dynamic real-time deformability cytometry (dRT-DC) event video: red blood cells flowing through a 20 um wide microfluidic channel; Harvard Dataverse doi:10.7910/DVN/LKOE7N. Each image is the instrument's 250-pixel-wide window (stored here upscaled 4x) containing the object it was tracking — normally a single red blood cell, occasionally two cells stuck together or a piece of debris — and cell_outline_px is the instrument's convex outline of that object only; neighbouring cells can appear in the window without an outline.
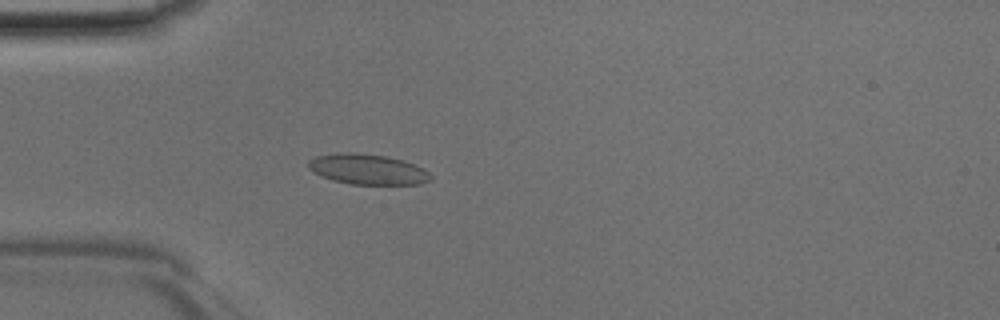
{"species": "Egyptian fruit bat (a non-hibernating species)", "species_latin": "Rousettus aegyptiacus", "temperature_condition": "room temperature", "stored_images_in_passage": 47, "camera_frame_rate_fps": 3000, "um_per_image_px": 0.085, "animal": {"sex": "male"}, "frame": {"image": 1, "passage_image": 14, "time_ms": 4.333, "image_size_px": [1000, 320], "cell_outline_px": [[432, 180], [420, 184], [352, 184], [332, 180], [320, 176], [308, 168], [308, 160], [316, 156], [344, 152], [356, 152], [388, 156], [404, 160], [424, 168], [432, 176]], "centroid_in_image_um": [31.26, 14.38], "position_along_channel_um": 53.7, "area_um2": 21.85}}
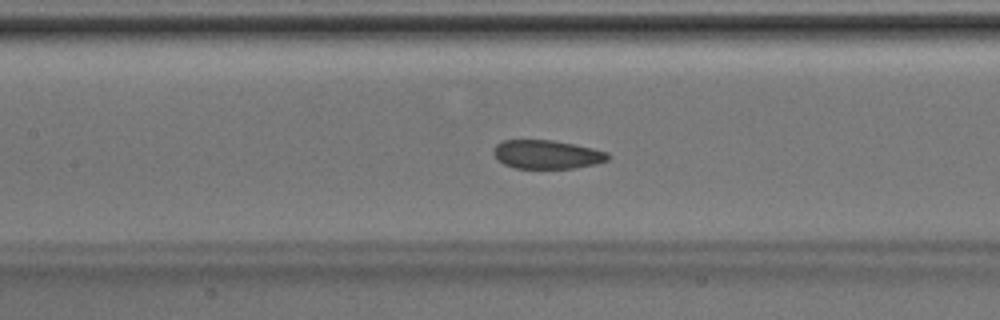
{"frame": {"image": 2, "passage_image": 22, "time_ms": 7.0, "image_size_px": [1000, 320], "cell_outline_px": [[612, 156], [608, 160], [596, 164], [572, 168], [516, 168], [504, 164], [496, 160], [492, 152], [492, 148], [496, 144], [504, 140], [552, 140], [592, 148], [608, 152]], "centroid_in_image_um": [46.46, 13.13], "position_along_channel_um": 160.9, "area_um2": 19.25}}
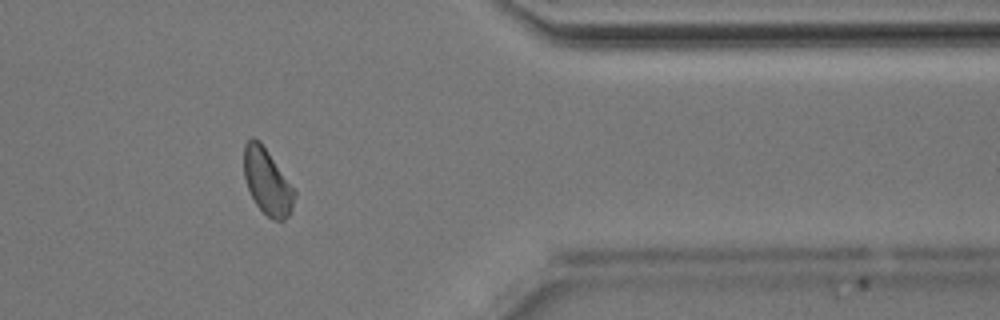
{"frame": {"image": 3, "passage_image": 39, "time_ms": 12.667, "image_size_px": [1000, 320], "cell_outline_px": [[296, 196], [292, 208], [288, 216], [284, 220], [272, 220], [256, 204], [248, 188], [244, 176], [244, 144], [252, 136], [260, 140], [296, 192]], "centroid_in_image_um": [22.71, 15.43], "position_along_channel_um": 388.7, "area_um2": 19.19}}